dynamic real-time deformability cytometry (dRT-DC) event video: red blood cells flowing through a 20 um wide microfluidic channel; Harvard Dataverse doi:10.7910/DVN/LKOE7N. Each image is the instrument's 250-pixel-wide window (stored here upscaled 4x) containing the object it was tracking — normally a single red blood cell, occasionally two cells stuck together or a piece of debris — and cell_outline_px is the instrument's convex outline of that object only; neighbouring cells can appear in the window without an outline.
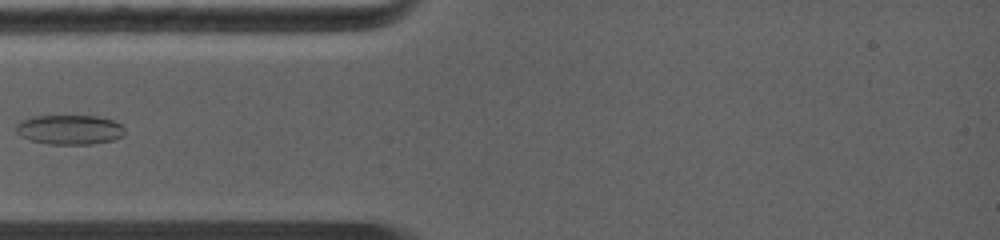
{"species": "common noctule bat (a hibernating species)", "species_latin": "Nyctalus noctula", "temperature_condition": "warm", "stored_images_in_passage": 23, "camera_frame_rate_fps": 5000, "um_per_image_px": 0.085, "animal": {"sex": "female", "body_mass_g": 19.0, "forearm_length_mm": 56.7}, "frame": {"image": 1, "passage_image": 1, "time_ms": 0.0, "image_size_px": [1000, 240], "cell_outline_px": [[124, 132], [120, 136], [112, 140], [92, 144], [48, 144], [32, 140], [20, 136], [16, 128], [20, 120], [36, 116], [96, 116], [112, 120], [120, 124], [124, 128]], "centroid_in_image_um": [5.91, 11.02], "position_along_channel_um": 79.1, "area_um2": 18.5}}